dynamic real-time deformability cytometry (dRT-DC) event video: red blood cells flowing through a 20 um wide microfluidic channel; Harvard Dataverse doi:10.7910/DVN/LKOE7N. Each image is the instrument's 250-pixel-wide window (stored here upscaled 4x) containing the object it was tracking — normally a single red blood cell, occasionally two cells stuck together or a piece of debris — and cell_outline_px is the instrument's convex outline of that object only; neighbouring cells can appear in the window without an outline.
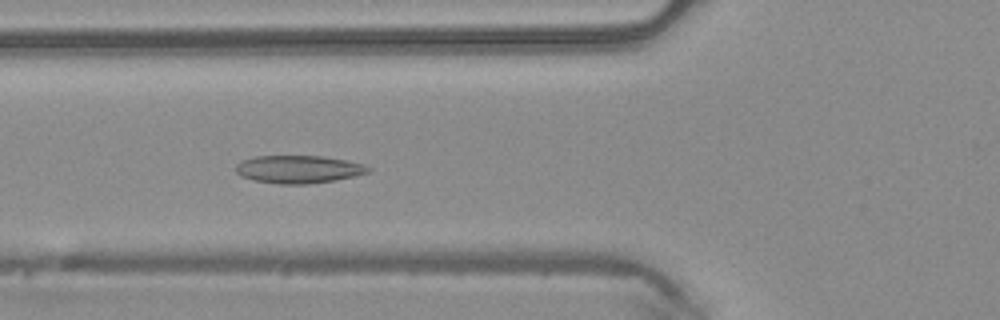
{"species": "common noctule bat (a hibernating species)", "species_latin": "Nyctalus noctula", "temperature_condition": "warm", "stored_images_in_passage": 8, "camera_frame_rate_fps": 3000, "um_per_image_px": 0.085, "animal": {"sex": "male", "body_mass_g": 20.4}, "frame": {"image": 1, "passage_image": 6, "time_ms": 1.667, "image_size_px": [1000, 320], "cell_outline_px": [[372, 168], [368, 172], [356, 176], [336, 180], [308, 184], [280, 184], [252, 180], [240, 176], [236, 172], [236, 164], [244, 160], [256, 156], [324, 156], [348, 160], [364, 164]], "centroid_in_image_um": [25.4, 14.39], "position_along_channel_um": 100.4, "area_um2": 21.62}}
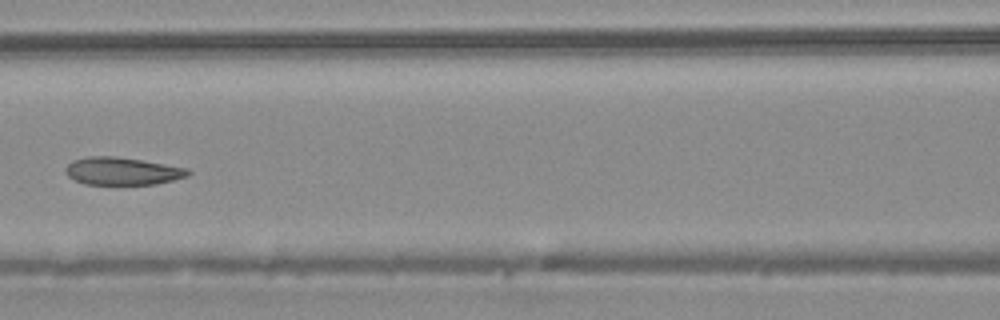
{"frame": {"image": 2, "passage_image": 7, "time_ms": 2.0, "image_size_px": [1000, 320], "cell_outline_px": [[192, 172], [188, 176], [156, 184], [84, 184], [68, 176], [64, 172], [64, 168], [72, 160], [88, 156], [116, 156], [188, 168]], "centroid_in_image_um": [10.37, 14.54], "position_along_channel_um": 156.2, "area_um2": 19.71}}
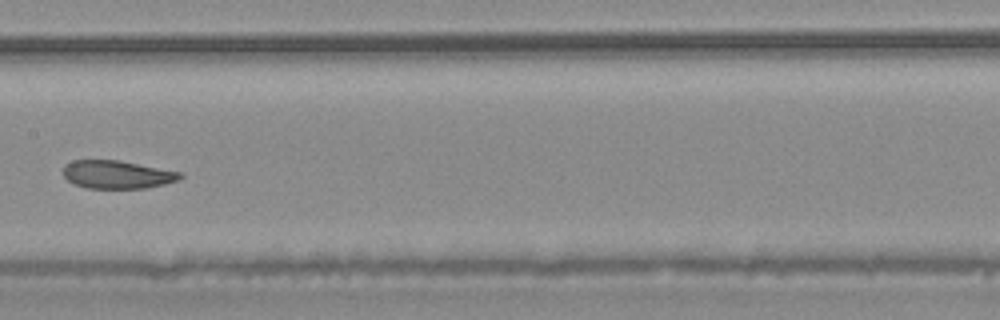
{"frame": {"image": 3, "passage_image": 8, "time_ms": 2.333, "image_size_px": [1000, 320], "cell_outline_px": [[184, 176], [180, 180], [148, 188], [88, 188], [72, 184], [64, 176], [64, 164], [72, 160], [120, 160], [184, 172]], "centroid_in_image_um": [10.01, 14.83], "position_along_channel_um": 197.4, "area_um2": 19.48}}